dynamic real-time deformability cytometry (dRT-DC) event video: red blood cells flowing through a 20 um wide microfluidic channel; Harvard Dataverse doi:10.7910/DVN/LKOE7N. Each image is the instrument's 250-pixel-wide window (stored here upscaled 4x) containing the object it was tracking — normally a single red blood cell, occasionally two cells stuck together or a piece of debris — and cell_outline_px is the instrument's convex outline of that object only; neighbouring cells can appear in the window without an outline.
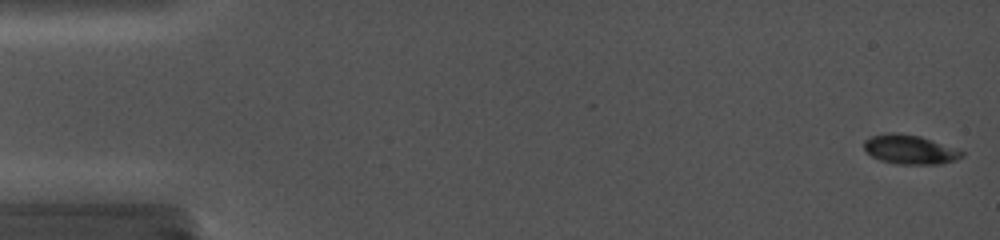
{"species": "common noctule bat (a hibernating species)", "species_latin": "Nyctalus noctula", "temperature_condition": "cold", "stored_images_in_passage": 10, "camera_frame_rate_fps": 5000, "um_per_image_px": 0.085, "animal": {"sex": "female", "body_mass_g": 19.0, "forearm_length_mm": 56.7}, "frame": {"image": 1, "passage_image": 1, "time_ms": 0.0, "image_size_px": [1000, 240], "cell_outline_px": [[964, 156], [956, 160], [940, 164], [896, 164], [880, 160], [872, 156], [864, 148], [864, 140], [872, 136], [888, 132], [896, 132], [920, 136], [964, 152]], "centroid_in_image_um": [77.32, 12.71], "position_along_channel_um": 7.7, "area_um2": 16.53}}